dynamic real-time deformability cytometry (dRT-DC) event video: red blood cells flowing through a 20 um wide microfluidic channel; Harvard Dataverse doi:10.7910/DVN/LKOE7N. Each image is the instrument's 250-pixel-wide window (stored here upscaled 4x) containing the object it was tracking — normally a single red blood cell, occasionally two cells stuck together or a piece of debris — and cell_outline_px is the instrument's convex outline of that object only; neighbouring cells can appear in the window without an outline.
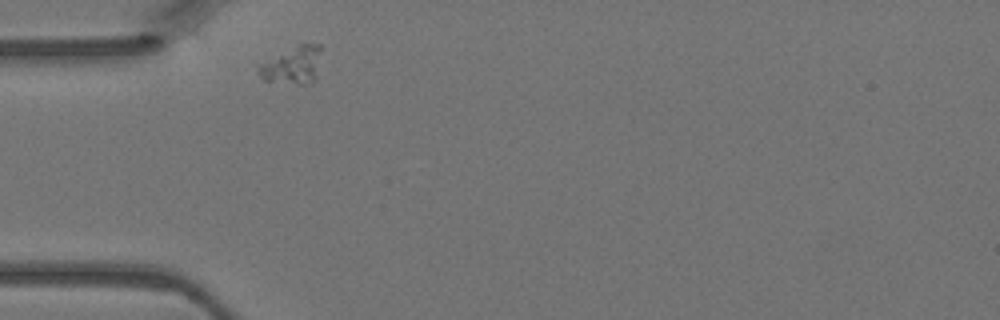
{"species": "Egyptian fruit bat (a non-hibernating species)", "species_latin": "Rousettus aegyptiacus", "temperature_condition": "warm", "stored_images_in_passage": 1, "camera_frame_rate_fps": 3000, "um_per_image_px": 0.085, "animal": {"sex": "female"}, "frame": {"image": 1, "passage_image": 1, "time_ms": 0.0, "image_size_px": [1000, 320], "cell_outline_px": [[320, 48], [316, 80], [304, 84], [300, 84], [264, 80], [256, 72], [260, 64], [300, 44], [320, 44]], "centroid_in_image_um": [24.87, 5.56], "position_along_channel_um": 60.1, "area_um2": 13.18}}